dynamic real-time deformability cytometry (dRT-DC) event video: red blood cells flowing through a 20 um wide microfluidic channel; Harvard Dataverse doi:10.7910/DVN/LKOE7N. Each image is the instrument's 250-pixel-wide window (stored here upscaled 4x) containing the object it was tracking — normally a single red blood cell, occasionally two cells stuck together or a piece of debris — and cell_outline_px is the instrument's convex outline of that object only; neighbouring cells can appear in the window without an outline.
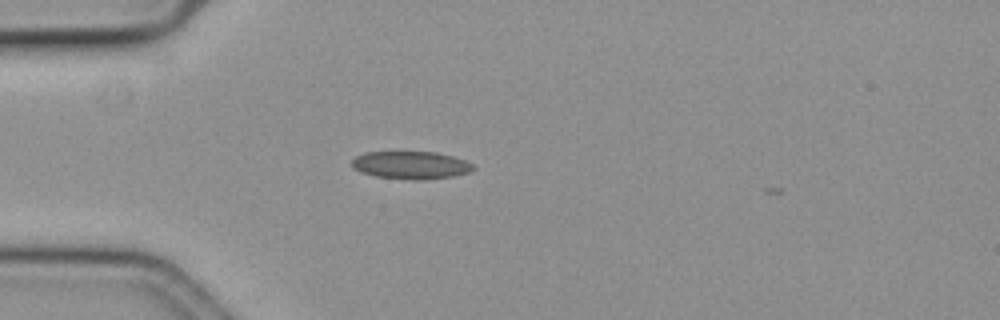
{"species": "common noctule bat (a hibernating species)", "species_latin": "Nyctalus noctula", "temperature_condition": "cold", "stored_images_in_passage": 2, "camera_frame_rate_fps": 3000, "um_per_image_px": 0.085, "animal": {"sex": "female", "body_mass_g": 19.3, "forearm_length_mm": 54.1}, "frame": {"image": 1, "passage_image": 1, "time_ms": 0.0, "image_size_px": [1000, 320], "cell_outline_px": [[476, 168], [468, 172], [452, 176], [424, 180], [412, 180], [376, 176], [360, 172], [352, 168], [352, 160], [356, 156], [364, 152], [436, 152], [452, 156], [464, 160], [472, 164]], "centroid_in_image_um": [34.9, 14.04], "position_along_channel_um": 50.1, "area_um2": 19.59}}